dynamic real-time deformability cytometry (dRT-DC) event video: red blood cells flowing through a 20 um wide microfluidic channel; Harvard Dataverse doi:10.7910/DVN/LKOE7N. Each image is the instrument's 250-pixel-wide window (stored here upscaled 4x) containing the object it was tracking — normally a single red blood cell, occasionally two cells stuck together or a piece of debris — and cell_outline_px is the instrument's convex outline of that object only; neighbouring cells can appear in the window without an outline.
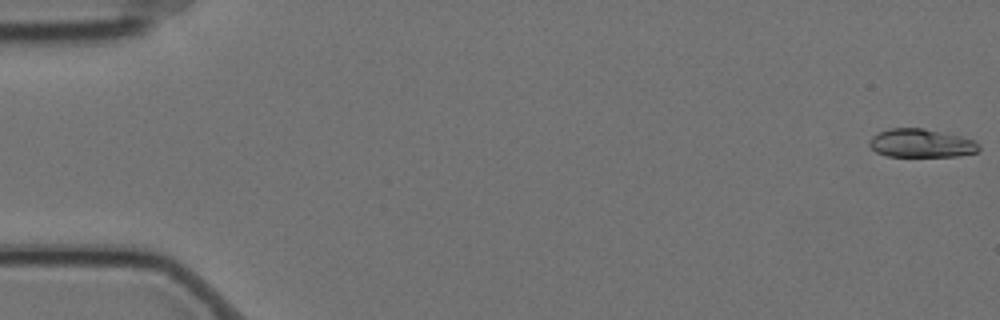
{"species": "Egyptian fruit bat (a non-hibernating species)", "species_latin": "Rousettus aegyptiacus", "temperature_condition": "cold", "stored_images_in_passage": 15, "camera_frame_rate_fps": 3000, "um_per_image_px": 0.085, "animal": {"sex": "female"}, "frame": {"image": 1, "passage_image": 1, "time_ms": 0.0, "image_size_px": [1000, 320], "cell_outline_px": [[980, 148], [976, 152], [960, 156], [888, 156], [876, 152], [868, 144], [872, 136], [888, 128], [924, 128], [960, 136], [976, 140], [980, 144]], "centroid_in_image_um": [78.32, 12.17], "position_along_channel_um": 6.7, "area_um2": 18.21}}
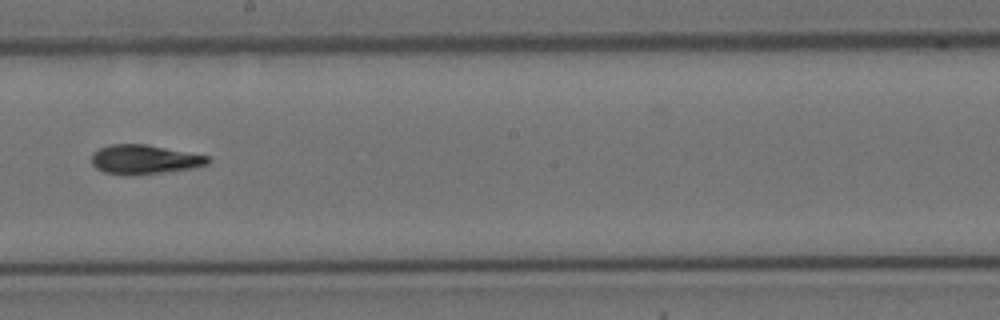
{"frame": {"image": 2, "passage_image": 9, "time_ms": 2.667, "image_size_px": [1000, 320], "cell_outline_px": [[212, 160], [208, 164], [192, 168], [164, 172], [104, 172], [96, 168], [92, 164], [92, 152], [100, 148], [112, 144], [144, 144], [208, 156]], "centroid_in_image_um": [12.3, 13.51], "position_along_channel_um": 235.9, "area_um2": 18.9}}
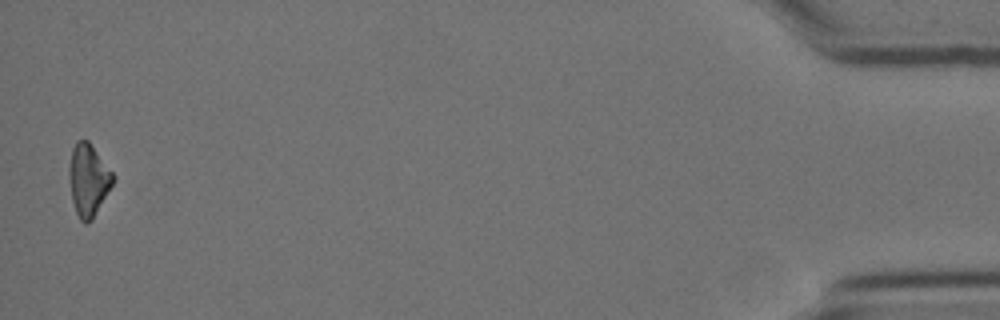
{"frame": {"image": 3, "passage_image": 15, "time_ms": 4.667, "image_size_px": [1000, 320], "cell_outline_px": [[116, 176], [112, 184], [92, 220], [88, 224], [84, 224], [80, 220], [76, 212], [72, 200], [68, 176], [68, 168], [72, 148], [76, 140], [88, 140]], "centroid_in_image_um": [7.49, 15.28], "position_along_channel_um": 427.7, "area_um2": 18.5}}